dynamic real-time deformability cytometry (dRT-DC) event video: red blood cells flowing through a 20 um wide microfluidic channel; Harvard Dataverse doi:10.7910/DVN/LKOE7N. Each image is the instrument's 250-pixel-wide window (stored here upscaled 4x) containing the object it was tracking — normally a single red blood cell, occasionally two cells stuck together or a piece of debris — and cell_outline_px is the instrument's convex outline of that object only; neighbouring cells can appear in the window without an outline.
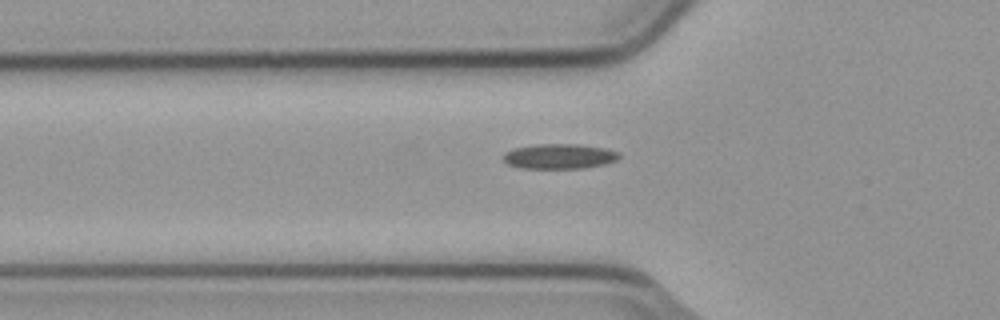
{"species": "common noctule bat (a hibernating species)", "species_latin": "Nyctalus noctula", "temperature_condition": "cold", "stored_images_in_passage": 3, "segment_of_instrument_passage": [2, 2], "camera_frame_rate_fps": 3000, "um_per_image_px": 0.085, "animal": {"sex": "male", "body_mass_g": 23.1, "forearm_length_mm": 52.7}, "frame": {"image": 1, "passage_image": 3, "time_ms": 0.667, "image_size_px": [1000, 320], "cell_outline_px": [[620, 156], [616, 160], [604, 164], [584, 168], [520, 168], [508, 164], [504, 160], [504, 152], [512, 148], [536, 144], [576, 144], [604, 148], [620, 152]], "centroid_in_image_um": [47.53, 13.28], "position_along_channel_um": 78.3, "area_um2": 16.88}}